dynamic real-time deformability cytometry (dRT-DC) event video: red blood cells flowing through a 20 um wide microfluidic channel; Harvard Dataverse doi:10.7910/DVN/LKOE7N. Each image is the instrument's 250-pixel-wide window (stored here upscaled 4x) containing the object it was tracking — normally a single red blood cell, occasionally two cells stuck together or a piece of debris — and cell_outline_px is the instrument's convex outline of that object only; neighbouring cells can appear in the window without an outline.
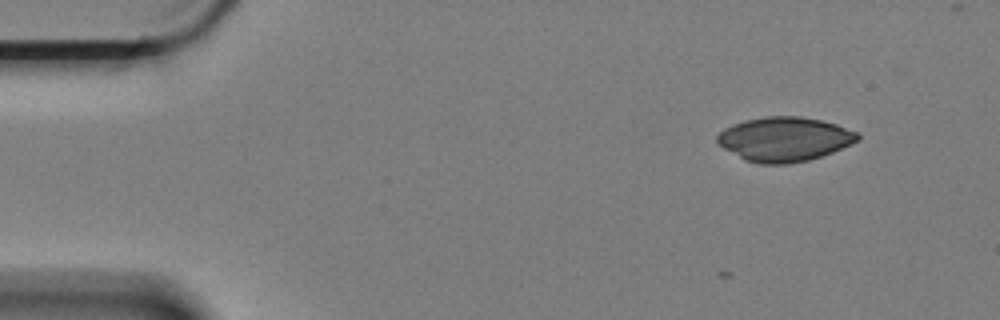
{"species": "Egyptian fruit bat (a non-hibernating species)", "species_latin": "Rousettus aegyptiacus", "temperature_condition": "cold", "stored_images_in_passage": 3, "camera_frame_rate_fps": 3000, "um_per_image_px": 0.085, "animal": {"sex": "female"}, "frame": {"image": 1, "passage_image": 1, "time_ms": 0.0, "image_size_px": [1000, 320], "cell_outline_px": [[860, 140], [852, 144], [832, 152], [808, 160], [788, 164], [760, 164], [744, 160], [716, 144], [716, 136], [724, 128], [732, 124], [744, 120], [764, 116], [800, 116], [820, 120], [836, 124], [860, 132]], "centroid_in_image_um": [66.67, 11.82], "position_along_channel_um": 18.3, "area_um2": 36.65}}